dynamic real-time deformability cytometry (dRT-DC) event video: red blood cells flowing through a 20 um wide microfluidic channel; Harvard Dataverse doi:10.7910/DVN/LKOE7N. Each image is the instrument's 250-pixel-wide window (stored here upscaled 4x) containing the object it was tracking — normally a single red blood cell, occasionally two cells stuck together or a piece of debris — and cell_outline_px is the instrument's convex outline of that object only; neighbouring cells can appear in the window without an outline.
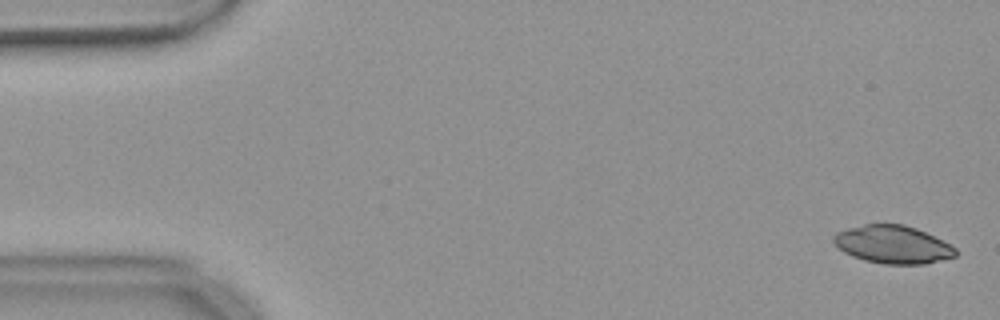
{"species": "common noctule bat (a hibernating species)", "species_latin": "Nyctalus noctula", "temperature_condition": "warm", "stored_images_in_passage": 56, "camera_frame_rate_fps": 3000, "um_per_image_px": 0.085, "animal": {"sex": "female", "body_mass_g": 18.4}, "frame": {"image": 1, "passage_image": 2, "time_ms": 0.333, "image_size_px": [1000, 320], "cell_outline_px": [[956, 256], [924, 264], [884, 264], [864, 260], [852, 256], [844, 252], [832, 240], [832, 236], [836, 232], [848, 228], [864, 224], [904, 224], [916, 228], [956, 248]], "centroid_in_image_um": [75.85, 20.78], "position_along_channel_um": 9.2, "area_um2": 26.7}}
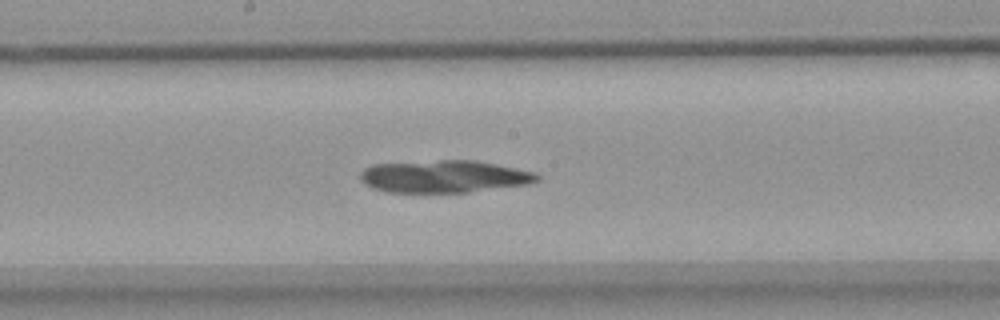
{"frame": {"image": 2, "passage_image": 29, "time_ms": 9.333, "image_size_px": [1000, 320], "cell_outline_px": [[540, 180], [528, 184], [468, 192], [388, 192], [372, 188], [364, 184], [360, 180], [360, 172], [364, 168], [372, 164], [440, 160], [476, 160], [536, 172], [540, 176]], "centroid_in_image_um": [37.74, 14.99], "position_along_channel_um": 210.5, "area_um2": 33.52}}
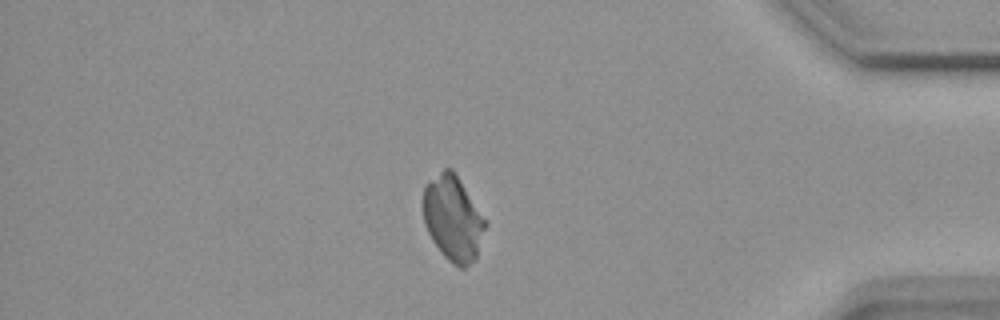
{"frame": {"image": 3, "passage_image": 47, "time_ms": 15.333, "image_size_px": [1000, 320], "cell_outline_px": [[488, 224], [476, 256], [464, 268], [460, 268], [452, 264], [444, 256], [432, 240], [424, 224], [424, 188], [444, 168], [452, 168], [460, 180]], "centroid_in_image_um": [38.52, 18.59], "position_along_channel_um": 396.7, "area_um2": 30.23}}